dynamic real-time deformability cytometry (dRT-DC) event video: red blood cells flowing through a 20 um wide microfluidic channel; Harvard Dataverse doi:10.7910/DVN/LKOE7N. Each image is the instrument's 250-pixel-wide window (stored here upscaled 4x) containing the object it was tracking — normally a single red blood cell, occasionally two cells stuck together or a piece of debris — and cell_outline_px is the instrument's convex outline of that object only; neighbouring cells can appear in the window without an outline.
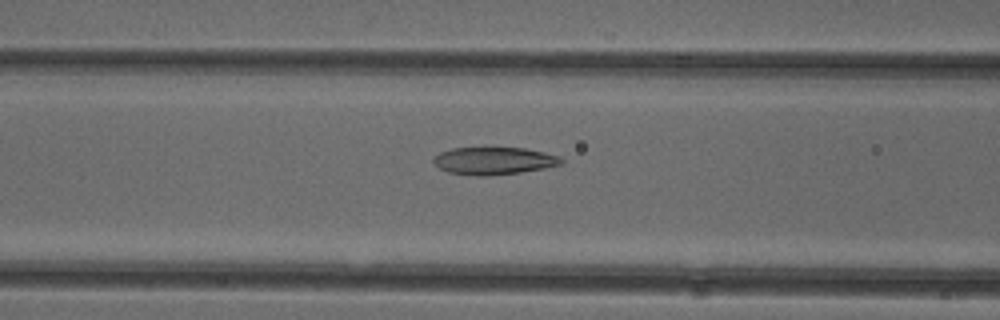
{"species": "common noctule bat (a hibernating species)", "species_latin": "Nyctalus noctula", "temperature_condition": "cold", "stored_images_in_passage": 29, "camera_frame_rate_fps": 3000, "um_per_image_px": 0.085, "animal": {"sex": "female"}, "frame": {"image": 1, "passage_image": 21, "time_ms": 6.667, "image_size_px": [1000, 320], "cell_outline_px": [[564, 164], [544, 168], [520, 172], [484, 176], [480, 176], [448, 172], [440, 168], [432, 160], [440, 152], [452, 148], [484, 144], [524, 148], [544, 152], [560, 156], [564, 160]], "centroid_in_image_um": [41.99, 13.61], "position_along_channel_um": 124.6, "area_um2": 21.33}}
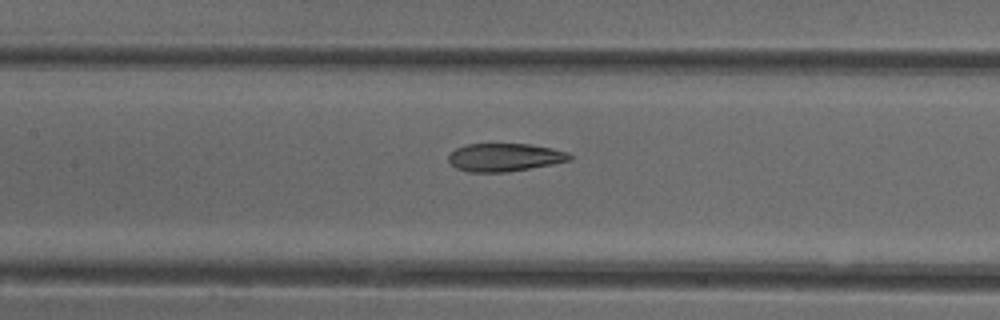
{"frame": {"image": 2, "passage_image": 24, "time_ms": 7.667, "image_size_px": [1000, 320], "cell_outline_px": [[572, 160], [552, 164], [504, 172], [468, 172], [456, 168], [448, 160], [448, 156], [456, 148], [468, 144], [528, 144], [552, 148], [568, 152], [572, 156]], "centroid_in_image_um": [42.9, 13.37], "position_along_channel_um": 164.5, "area_um2": 19.65}}
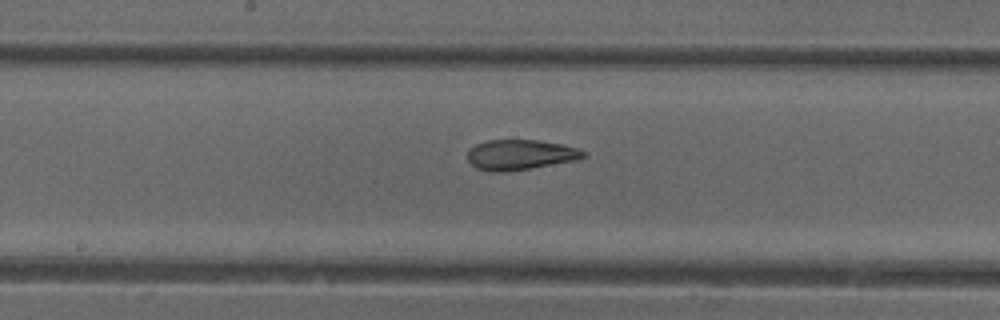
{"frame": {"image": 3, "passage_image": 27, "time_ms": 8.667, "image_size_px": [1000, 320], "cell_outline_px": [[588, 156], [576, 160], [532, 168], [504, 172], [488, 172], [476, 168], [468, 160], [468, 152], [476, 144], [488, 140], [536, 140], [564, 144], [588, 152]], "centroid_in_image_um": [44.26, 13.16], "position_along_channel_um": 203.9, "area_um2": 20.52}}